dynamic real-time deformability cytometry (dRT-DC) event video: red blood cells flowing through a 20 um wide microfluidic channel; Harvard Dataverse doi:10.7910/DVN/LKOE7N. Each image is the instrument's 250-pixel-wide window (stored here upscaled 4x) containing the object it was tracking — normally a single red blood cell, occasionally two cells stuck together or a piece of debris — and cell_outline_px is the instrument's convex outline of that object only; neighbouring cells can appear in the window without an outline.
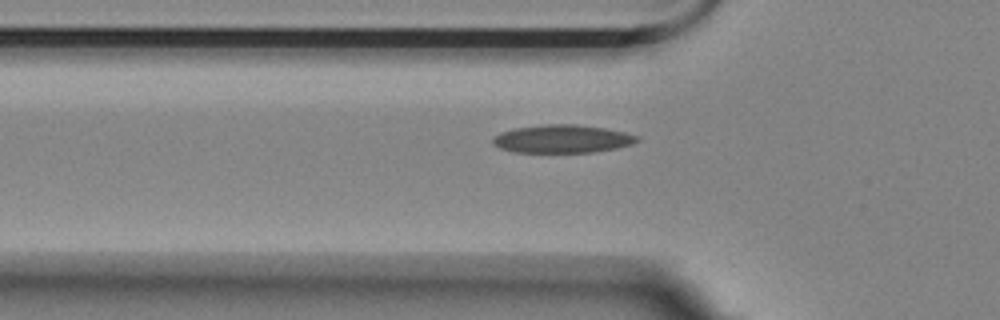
{"species": "Egyptian fruit bat (a non-hibernating species)", "species_latin": "Rousettus aegyptiacus", "temperature_condition": "room temperature", "stored_images_in_passage": 38, "camera_frame_rate_fps": 3000, "um_per_image_px": 0.085, "animal": {"sex": "female"}, "frame": {"image": 1, "passage_image": 2, "time_ms": 0.333, "image_size_px": [1000, 320], "cell_outline_px": [[640, 140], [632, 144], [616, 148], [592, 152], [512, 152], [500, 148], [492, 144], [492, 136], [500, 132], [516, 128], [544, 124], [576, 124], [604, 128], [624, 132], [640, 136]], "centroid_in_image_um": [47.77, 11.8], "position_along_channel_um": 78.0, "area_um2": 23.7}}
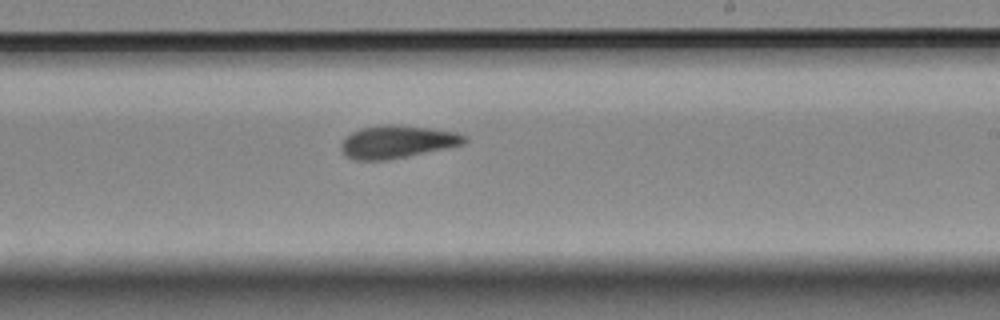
{"frame": {"image": 2, "passage_image": 17, "time_ms": 5.333, "image_size_px": [1000, 320], "cell_outline_px": [[468, 140], [464, 144], [388, 160], [356, 160], [348, 156], [340, 148], [340, 144], [352, 132], [360, 128], [380, 124], [392, 124], [456, 132], [464, 136]], "centroid_in_image_um": [33.73, 12.05], "position_along_channel_um": 255.3, "area_um2": 23.12}}
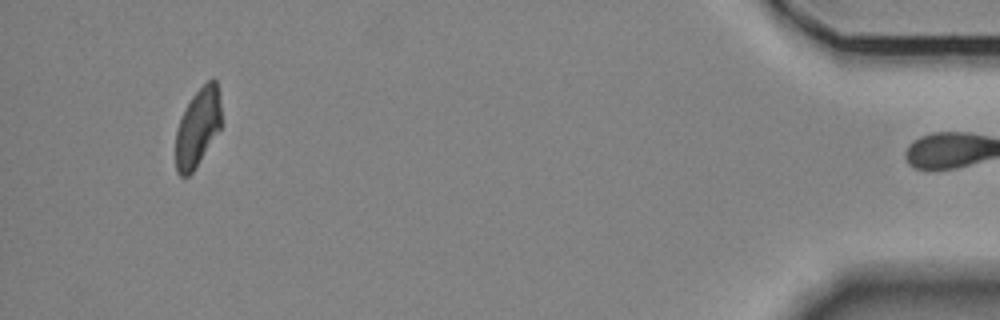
{"frame": {"image": 3, "passage_image": 37, "time_ms": 12.0, "image_size_px": [1000, 320], "cell_outline_px": [[220, 128], [192, 172], [188, 176], [180, 176], [176, 172], [176, 132], [180, 120], [192, 96], [212, 76], [216, 80], [220, 100]], "centroid_in_image_um": [16.8, 10.82], "position_along_channel_um": 418.4, "area_um2": 20.29}, "authors_computed_cell_mechanics": {"area_um2": 22.8888, "velocity_mm_per_s": 3.5313, "shape_relaxation_time_tau1_ms": null, "shape_relaxation_time_tau2_ms": 4.1567, "deformation_change_tau1": null, "deformation_change_tau2": 0.0953}}